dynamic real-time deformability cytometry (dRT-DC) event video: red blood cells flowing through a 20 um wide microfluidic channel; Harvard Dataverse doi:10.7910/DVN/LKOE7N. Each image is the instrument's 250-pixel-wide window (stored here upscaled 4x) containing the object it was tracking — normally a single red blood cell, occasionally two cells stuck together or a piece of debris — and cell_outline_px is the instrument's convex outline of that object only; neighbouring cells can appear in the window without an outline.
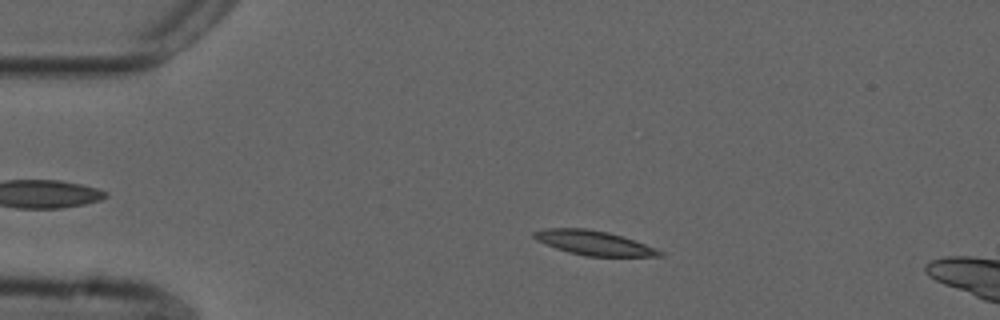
{"species": "common noctule bat (a hibernating species)", "species_latin": "Nyctalus noctula", "temperature_condition": "cold", "stored_images_in_passage": 16, "camera_frame_rate_fps": 3000, "um_per_image_px": 0.085, "animal": {"sex": "male", "forearm_length_mm": 52.5}, "frame": {"image": 1, "passage_image": 10, "time_ms": 3.0, "image_size_px": [1000, 320], "cell_outline_px": [[664, 256], [584, 256], [568, 252], [556, 248], [536, 240], [532, 236], [532, 232], [548, 228], [588, 228], [608, 232], [644, 244], [664, 252]], "centroid_in_image_um": [50.43, 20.64], "position_along_channel_um": 34.6, "area_um2": 17.69}}
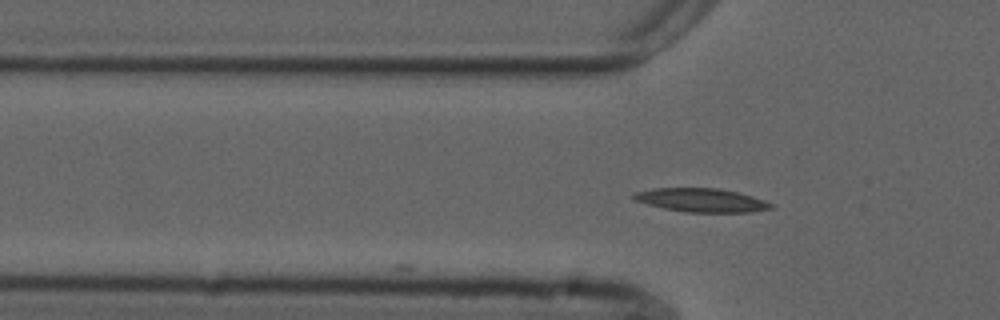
{"frame": {"image": 2, "passage_image": 16, "time_ms": 5.0, "image_size_px": [1000, 320], "cell_outline_px": [[776, 208], [748, 212], [684, 212], [664, 208], [648, 204], [636, 200], [632, 196], [632, 192], [656, 188], [716, 188], [736, 192], [752, 196], [776, 204]], "centroid_in_image_um": [59.66, 17.02], "position_along_channel_um": 66.1, "area_um2": 18.9}}